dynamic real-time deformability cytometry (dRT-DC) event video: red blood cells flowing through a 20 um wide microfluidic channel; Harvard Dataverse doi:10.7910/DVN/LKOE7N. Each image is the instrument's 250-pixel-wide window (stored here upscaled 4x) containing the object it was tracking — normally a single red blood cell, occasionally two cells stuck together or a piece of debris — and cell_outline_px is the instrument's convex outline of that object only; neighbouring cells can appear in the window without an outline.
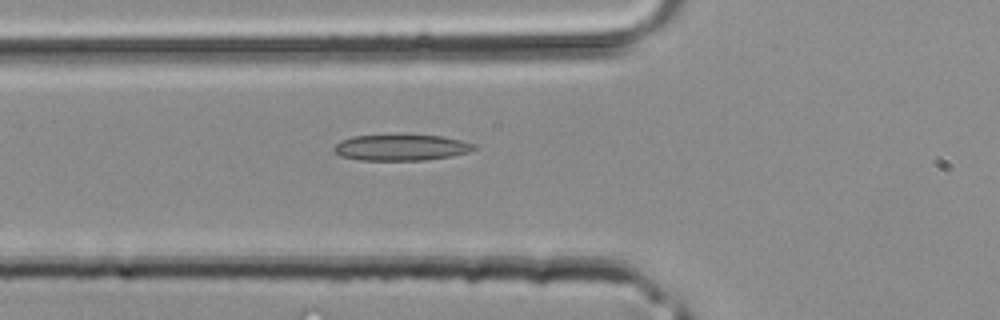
{"species": "common noctule bat (a hibernating species)", "species_latin": "Nyctalus noctula", "temperature_condition": "room temperature", "stored_images_in_passage": 36, "camera_frame_rate_fps": 3000, "um_per_image_px": 0.085, "animal": {"sex": "male", "body_mass_g": 20.4}, "frame": {"image": 1, "passage_image": 11, "time_ms": 3.333, "image_size_px": [1000, 320], "cell_outline_px": [[476, 148], [472, 152], [452, 156], [428, 160], [360, 160], [340, 156], [332, 148], [340, 140], [352, 136], [440, 136], [460, 140], [476, 144]], "centroid_in_image_um": [34.12, 12.56], "position_along_channel_um": 91.7, "area_um2": 21.1}}
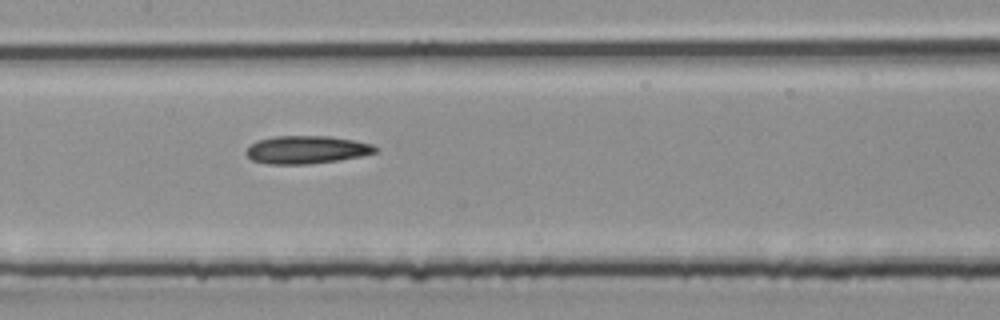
{"frame": {"image": 2, "passage_image": 16, "time_ms": 5.0, "image_size_px": [1000, 320], "cell_outline_px": [[380, 152], [364, 156], [340, 160], [312, 164], [268, 164], [252, 160], [244, 152], [256, 140], [276, 136], [328, 136], [352, 140], [372, 144], [380, 148]], "centroid_in_image_um": [26.11, 12.73], "position_along_channel_um": 181.3, "area_um2": 21.27}}
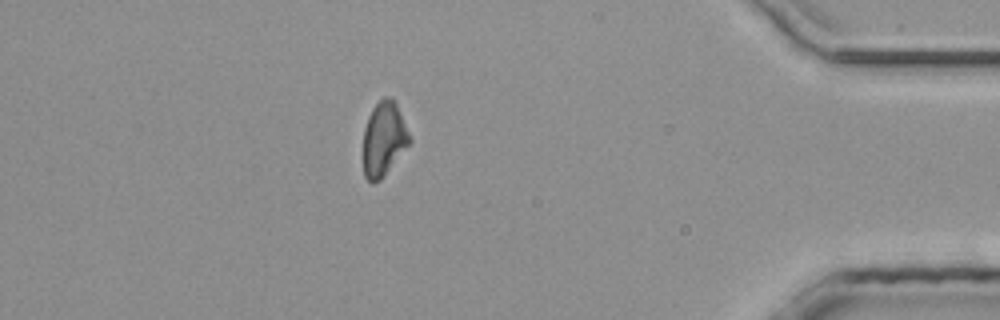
{"frame": {"image": 3, "passage_image": 31, "time_ms": 10.0, "image_size_px": [1000, 320], "cell_outline_px": [[412, 140], [380, 180], [372, 184], [364, 176], [364, 128], [368, 116], [372, 108], [384, 96], [392, 96], [396, 104]], "centroid_in_image_um": [32.61, 11.79], "position_along_channel_um": 402.6, "area_um2": 19.77}}